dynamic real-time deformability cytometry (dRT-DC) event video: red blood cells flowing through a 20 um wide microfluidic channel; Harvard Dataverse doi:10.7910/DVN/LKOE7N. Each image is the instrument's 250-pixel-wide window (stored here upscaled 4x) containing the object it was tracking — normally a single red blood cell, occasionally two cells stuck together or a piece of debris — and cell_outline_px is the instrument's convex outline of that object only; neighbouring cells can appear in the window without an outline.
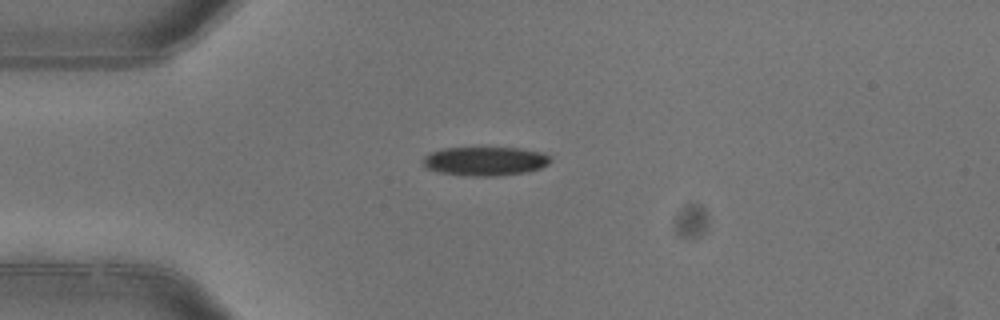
{"species": "common noctule bat (a hibernating species)", "species_latin": "Nyctalus noctula", "temperature_condition": "warm", "stored_images_in_passage": 4, "camera_frame_rate_fps": 3000, "um_per_image_px": 0.085, "animal": {"sex": "female"}, "frame": {"image": 1, "passage_image": 2, "time_ms": 0.333, "image_size_px": [1000, 320], "cell_outline_px": [[552, 160], [548, 164], [540, 168], [528, 172], [496, 176], [468, 176], [440, 172], [424, 168], [424, 156], [428, 152], [444, 148], [520, 148], [544, 152], [552, 156]], "centroid_in_image_um": [41.27, 13.69], "position_along_channel_um": 43.7, "area_um2": 21.73}}
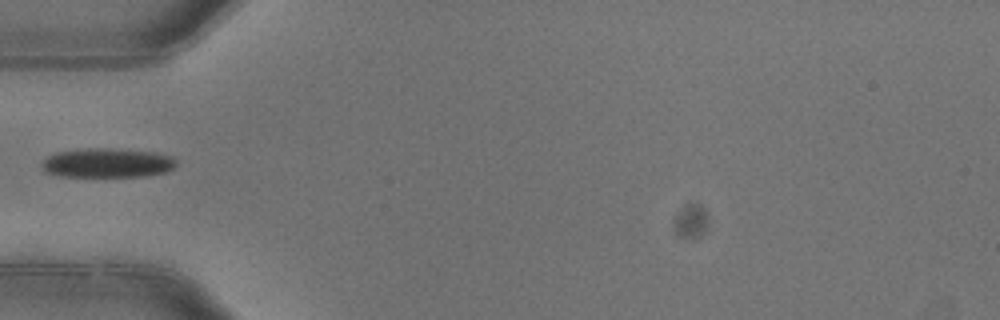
{"frame": {"image": 2, "passage_image": 3, "time_ms": 0.667, "image_size_px": [1000, 320], "cell_outline_px": [[176, 164], [172, 168], [164, 172], [144, 176], [60, 176], [44, 172], [40, 168], [40, 164], [48, 156], [56, 152], [88, 148], [112, 148], [156, 152], [172, 156], [176, 160]], "centroid_in_image_um": [9.09, 13.84], "position_along_channel_um": 75.9, "area_um2": 23.06}}